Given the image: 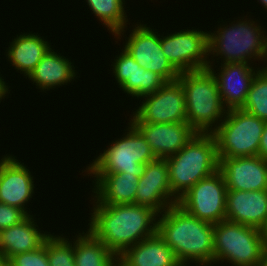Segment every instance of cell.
Returning <instances> with one entry per match:
<instances>
[{
	"mask_svg": "<svg viewBox=\"0 0 267 266\" xmlns=\"http://www.w3.org/2000/svg\"><path fill=\"white\" fill-rule=\"evenodd\" d=\"M94 203L88 230L118 257L157 232L158 213L148 206Z\"/></svg>",
	"mask_w": 267,
	"mask_h": 266,
	"instance_id": "cell-1",
	"label": "cell"
},
{
	"mask_svg": "<svg viewBox=\"0 0 267 266\" xmlns=\"http://www.w3.org/2000/svg\"><path fill=\"white\" fill-rule=\"evenodd\" d=\"M157 217V233L182 266L191 262L212 266L214 224L190 215L177 204Z\"/></svg>",
	"mask_w": 267,
	"mask_h": 266,
	"instance_id": "cell-2",
	"label": "cell"
},
{
	"mask_svg": "<svg viewBox=\"0 0 267 266\" xmlns=\"http://www.w3.org/2000/svg\"><path fill=\"white\" fill-rule=\"evenodd\" d=\"M166 160L172 197L178 202L198 181L219 170L215 137L212 133H197Z\"/></svg>",
	"mask_w": 267,
	"mask_h": 266,
	"instance_id": "cell-3",
	"label": "cell"
},
{
	"mask_svg": "<svg viewBox=\"0 0 267 266\" xmlns=\"http://www.w3.org/2000/svg\"><path fill=\"white\" fill-rule=\"evenodd\" d=\"M178 80L185 94L188 124L197 133H212L228 111L220 97L215 76L209 69H204L182 72Z\"/></svg>",
	"mask_w": 267,
	"mask_h": 266,
	"instance_id": "cell-4",
	"label": "cell"
},
{
	"mask_svg": "<svg viewBox=\"0 0 267 266\" xmlns=\"http://www.w3.org/2000/svg\"><path fill=\"white\" fill-rule=\"evenodd\" d=\"M231 26L218 27L214 33L209 32V54L221 56L223 64L249 63L251 59L267 60V35L259 24L253 20L241 19ZM229 27V28H228ZM262 30V31H261ZM216 32V33H215ZM223 56V57H222ZM253 57V58H252ZM264 58V59H263Z\"/></svg>",
	"mask_w": 267,
	"mask_h": 266,
	"instance_id": "cell-5",
	"label": "cell"
},
{
	"mask_svg": "<svg viewBox=\"0 0 267 266\" xmlns=\"http://www.w3.org/2000/svg\"><path fill=\"white\" fill-rule=\"evenodd\" d=\"M213 264L260 266L265 239L261 229L229 220L214 224Z\"/></svg>",
	"mask_w": 267,
	"mask_h": 266,
	"instance_id": "cell-6",
	"label": "cell"
},
{
	"mask_svg": "<svg viewBox=\"0 0 267 266\" xmlns=\"http://www.w3.org/2000/svg\"><path fill=\"white\" fill-rule=\"evenodd\" d=\"M264 126L265 121L241 108L229 109L212 132L218 158L257 156Z\"/></svg>",
	"mask_w": 267,
	"mask_h": 266,
	"instance_id": "cell-7",
	"label": "cell"
},
{
	"mask_svg": "<svg viewBox=\"0 0 267 266\" xmlns=\"http://www.w3.org/2000/svg\"><path fill=\"white\" fill-rule=\"evenodd\" d=\"M124 136L107 147L87 166L88 173H129L141 177L146 164L154 161L151 147L143 135L131 124Z\"/></svg>",
	"mask_w": 267,
	"mask_h": 266,
	"instance_id": "cell-8",
	"label": "cell"
},
{
	"mask_svg": "<svg viewBox=\"0 0 267 266\" xmlns=\"http://www.w3.org/2000/svg\"><path fill=\"white\" fill-rule=\"evenodd\" d=\"M227 187L220 170L198 181L178 199L184 211L200 220L217 224L226 220Z\"/></svg>",
	"mask_w": 267,
	"mask_h": 266,
	"instance_id": "cell-9",
	"label": "cell"
},
{
	"mask_svg": "<svg viewBox=\"0 0 267 266\" xmlns=\"http://www.w3.org/2000/svg\"><path fill=\"white\" fill-rule=\"evenodd\" d=\"M182 30L161 36V48L166 58L180 73L208 69V65L212 64L207 60L209 32Z\"/></svg>",
	"mask_w": 267,
	"mask_h": 266,
	"instance_id": "cell-10",
	"label": "cell"
},
{
	"mask_svg": "<svg viewBox=\"0 0 267 266\" xmlns=\"http://www.w3.org/2000/svg\"><path fill=\"white\" fill-rule=\"evenodd\" d=\"M137 25V27H136ZM126 40L124 50L146 70L160 75L166 82L175 81L180 72L166 58L161 48V35L147 24H136ZM139 25V26H138ZM155 31V32H154Z\"/></svg>",
	"mask_w": 267,
	"mask_h": 266,
	"instance_id": "cell-11",
	"label": "cell"
},
{
	"mask_svg": "<svg viewBox=\"0 0 267 266\" xmlns=\"http://www.w3.org/2000/svg\"><path fill=\"white\" fill-rule=\"evenodd\" d=\"M142 98L143 102L133 112L142 122H187L185 94L178 79L166 82L160 89Z\"/></svg>",
	"mask_w": 267,
	"mask_h": 266,
	"instance_id": "cell-12",
	"label": "cell"
},
{
	"mask_svg": "<svg viewBox=\"0 0 267 266\" xmlns=\"http://www.w3.org/2000/svg\"><path fill=\"white\" fill-rule=\"evenodd\" d=\"M133 115L130 123L143 135L156 158L174 155L197 134L188 122L145 123Z\"/></svg>",
	"mask_w": 267,
	"mask_h": 266,
	"instance_id": "cell-13",
	"label": "cell"
},
{
	"mask_svg": "<svg viewBox=\"0 0 267 266\" xmlns=\"http://www.w3.org/2000/svg\"><path fill=\"white\" fill-rule=\"evenodd\" d=\"M135 204L148 206L158 214L177 204L172 197L166 159L157 158L146 164L144 173L139 178Z\"/></svg>",
	"mask_w": 267,
	"mask_h": 266,
	"instance_id": "cell-14",
	"label": "cell"
},
{
	"mask_svg": "<svg viewBox=\"0 0 267 266\" xmlns=\"http://www.w3.org/2000/svg\"><path fill=\"white\" fill-rule=\"evenodd\" d=\"M219 170L227 190L258 191L267 189V160L260 156L219 158Z\"/></svg>",
	"mask_w": 267,
	"mask_h": 266,
	"instance_id": "cell-15",
	"label": "cell"
},
{
	"mask_svg": "<svg viewBox=\"0 0 267 266\" xmlns=\"http://www.w3.org/2000/svg\"><path fill=\"white\" fill-rule=\"evenodd\" d=\"M24 163L7 155L0 160V202L24 210L34 193L33 176ZM32 176V177H31Z\"/></svg>",
	"mask_w": 267,
	"mask_h": 266,
	"instance_id": "cell-16",
	"label": "cell"
},
{
	"mask_svg": "<svg viewBox=\"0 0 267 266\" xmlns=\"http://www.w3.org/2000/svg\"><path fill=\"white\" fill-rule=\"evenodd\" d=\"M121 51L112 62V69L119 88L125 93L141 98L154 93L166 83L157 73L141 67L124 49Z\"/></svg>",
	"mask_w": 267,
	"mask_h": 266,
	"instance_id": "cell-17",
	"label": "cell"
},
{
	"mask_svg": "<svg viewBox=\"0 0 267 266\" xmlns=\"http://www.w3.org/2000/svg\"><path fill=\"white\" fill-rule=\"evenodd\" d=\"M212 66L211 64L208 65V69L216 78L224 106L227 110L241 108L256 75L255 71L258 72L260 68L254 70L247 63H221V70L217 74Z\"/></svg>",
	"mask_w": 267,
	"mask_h": 266,
	"instance_id": "cell-18",
	"label": "cell"
},
{
	"mask_svg": "<svg viewBox=\"0 0 267 266\" xmlns=\"http://www.w3.org/2000/svg\"><path fill=\"white\" fill-rule=\"evenodd\" d=\"M226 220L262 230L267 222V189L227 190Z\"/></svg>",
	"mask_w": 267,
	"mask_h": 266,
	"instance_id": "cell-19",
	"label": "cell"
},
{
	"mask_svg": "<svg viewBox=\"0 0 267 266\" xmlns=\"http://www.w3.org/2000/svg\"><path fill=\"white\" fill-rule=\"evenodd\" d=\"M118 264L120 266H182L173 250L157 232L127 248L118 257Z\"/></svg>",
	"mask_w": 267,
	"mask_h": 266,
	"instance_id": "cell-20",
	"label": "cell"
},
{
	"mask_svg": "<svg viewBox=\"0 0 267 266\" xmlns=\"http://www.w3.org/2000/svg\"><path fill=\"white\" fill-rule=\"evenodd\" d=\"M93 181L96 201L103 205L135 204L139 178L136 175L121 173H88Z\"/></svg>",
	"mask_w": 267,
	"mask_h": 266,
	"instance_id": "cell-21",
	"label": "cell"
},
{
	"mask_svg": "<svg viewBox=\"0 0 267 266\" xmlns=\"http://www.w3.org/2000/svg\"><path fill=\"white\" fill-rule=\"evenodd\" d=\"M32 215L21 223L0 231V255L8 261L12 256L40 248L50 235L40 231ZM38 227V228H36Z\"/></svg>",
	"mask_w": 267,
	"mask_h": 266,
	"instance_id": "cell-22",
	"label": "cell"
},
{
	"mask_svg": "<svg viewBox=\"0 0 267 266\" xmlns=\"http://www.w3.org/2000/svg\"><path fill=\"white\" fill-rule=\"evenodd\" d=\"M63 55L57 54L52 48L44 55L35 69L29 74L33 84L40 90L56 88L57 86L67 85L76 76V70L71 61Z\"/></svg>",
	"mask_w": 267,
	"mask_h": 266,
	"instance_id": "cell-23",
	"label": "cell"
},
{
	"mask_svg": "<svg viewBox=\"0 0 267 266\" xmlns=\"http://www.w3.org/2000/svg\"><path fill=\"white\" fill-rule=\"evenodd\" d=\"M50 48L48 41L40 35L24 33L17 35L10 43L6 57L8 56L9 62L15 69L22 71L27 78Z\"/></svg>",
	"mask_w": 267,
	"mask_h": 266,
	"instance_id": "cell-24",
	"label": "cell"
},
{
	"mask_svg": "<svg viewBox=\"0 0 267 266\" xmlns=\"http://www.w3.org/2000/svg\"><path fill=\"white\" fill-rule=\"evenodd\" d=\"M80 234V235H79ZM74 239L75 266H116L118 256L98 240L89 230Z\"/></svg>",
	"mask_w": 267,
	"mask_h": 266,
	"instance_id": "cell-25",
	"label": "cell"
},
{
	"mask_svg": "<svg viewBox=\"0 0 267 266\" xmlns=\"http://www.w3.org/2000/svg\"><path fill=\"white\" fill-rule=\"evenodd\" d=\"M86 2L99 21L103 22L113 35L115 34L114 37L118 36L117 39H121L119 37H122L128 24L124 9L125 0H86Z\"/></svg>",
	"mask_w": 267,
	"mask_h": 266,
	"instance_id": "cell-26",
	"label": "cell"
},
{
	"mask_svg": "<svg viewBox=\"0 0 267 266\" xmlns=\"http://www.w3.org/2000/svg\"><path fill=\"white\" fill-rule=\"evenodd\" d=\"M241 109L267 121V65L256 72Z\"/></svg>",
	"mask_w": 267,
	"mask_h": 266,
	"instance_id": "cell-27",
	"label": "cell"
},
{
	"mask_svg": "<svg viewBox=\"0 0 267 266\" xmlns=\"http://www.w3.org/2000/svg\"><path fill=\"white\" fill-rule=\"evenodd\" d=\"M68 240L64 236L52 234L46 238L47 258L50 266H75L74 242Z\"/></svg>",
	"mask_w": 267,
	"mask_h": 266,
	"instance_id": "cell-28",
	"label": "cell"
},
{
	"mask_svg": "<svg viewBox=\"0 0 267 266\" xmlns=\"http://www.w3.org/2000/svg\"><path fill=\"white\" fill-rule=\"evenodd\" d=\"M7 266H50L47 258L46 239L40 248L12 256L7 261Z\"/></svg>",
	"mask_w": 267,
	"mask_h": 266,
	"instance_id": "cell-29",
	"label": "cell"
},
{
	"mask_svg": "<svg viewBox=\"0 0 267 266\" xmlns=\"http://www.w3.org/2000/svg\"><path fill=\"white\" fill-rule=\"evenodd\" d=\"M28 216L24 210L0 202V231L21 223Z\"/></svg>",
	"mask_w": 267,
	"mask_h": 266,
	"instance_id": "cell-30",
	"label": "cell"
},
{
	"mask_svg": "<svg viewBox=\"0 0 267 266\" xmlns=\"http://www.w3.org/2000/svg\"><path fill=\"white\" fill-rule=\"evenodd\" d=\"M258 156H260L262 159L267 160V121L265 122L263 133L261 135Z\"/></svg>",
	"mask_w": 267,
	"mask_h": 266,
	"instance_id": "cell-31",
	"label": "cell"
},
{
	"mask_svg": "<svg viewBox=\"0 0 267 266\" xmlns=\"http://www.w3.org/2000/svg\"><path fill=\"white\" fill-rule=\"evenodd\" d=\"M6 84L7 83L4 81V79L0 75V100L4 99L7 93H10L8 92L9 88H8V85Z\"/></svg>",
	"mask_w": 267,
	"mask_h": 266,
	"instance_id": "cell-32",
	"label": "cell"
},
{
	"mask_svg": "<svg viewBox=\"0 0 267 266\" xmlns=\"http://www.w3.org/2000/svg\"><path fill=\"white\" fill-rule=\"evenodd\" d=\"M260 266H267V241H265V244H264V247H263L261 265Z\"/></svg>",
	"mask_w": 267,
	"mask_h": 266,
	"instance_id": "cell-33",
	"label": "cell"
},
{
	"mask_svg": "<svg viewBox=\"0 0 267 266\" xmlns=\"http://www.w3.org/2000/svg\"><path fill=\"white\" fill-rule=\"evenodd\" d=\"M261 231H262L265 241H267V222Z\"/></svg>",
	"mask_w": 267,
	"mask_h": 266,
	"instance_id": "cell-34",
	"label": "cell"
},
{
	"mask_svg": "<svg viewBox=\"0 0 267 266\" xmlns=\"http://www.w3.org/2000/svg\"><path fill=\"white\" fill-rule=\"evenodd\" d=\"M0 266H7V261L0 255Z\"/></svg>",
	"mask_w": 267,
	"mask_h": 266,
	"instance_id": "cell-35",
	"label": "cell"
},
{
	"mask_svg": "<svg viewBox=\"0 0 267 266\" xmlns=\"http://www.w3.org/2000/svg\"><path fill=\"white\" fill-rule=\"evenodd\" d=\"M260 2L264 6V8L267 10V0H260Z\"/></svg>",
	"mask_w": 267,
	"mask_h": 266,
	"instance_id": "cell-36",
	"label": "cell"
}]
</instances>
